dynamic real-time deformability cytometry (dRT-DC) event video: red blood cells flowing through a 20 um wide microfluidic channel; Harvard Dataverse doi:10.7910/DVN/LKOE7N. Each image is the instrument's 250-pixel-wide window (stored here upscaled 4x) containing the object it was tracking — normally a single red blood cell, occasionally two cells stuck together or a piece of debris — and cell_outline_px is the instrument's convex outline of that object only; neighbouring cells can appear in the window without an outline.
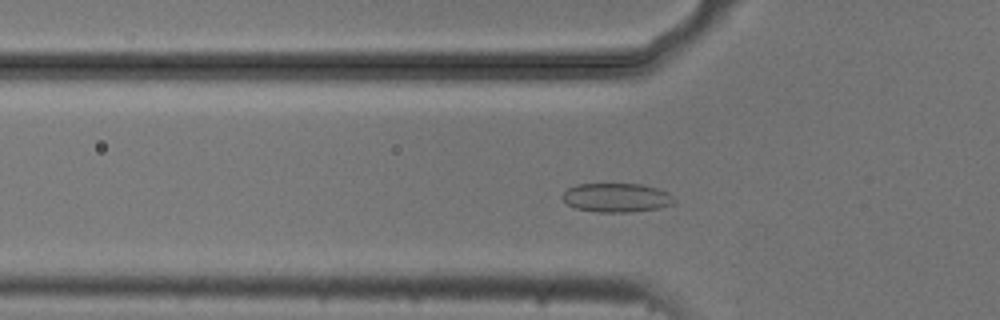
{"species": "common noctule bat (a hibernating species)", "species_latin": "Nyctalus noctula", "temperature_condition": "cold", "stored_images_in_passage": 51, "camera_frame_rate_fps": 3000, "um_per_image_px": 0.085, "animal": {"sex": "male", "body_mass_g": 20.5, "forearm_length_mm": 52.5}, "frame": {"image": 1, "passage_image": 15, "time_ms": 4.667, "image_size_px": [1000, 320], "cell_outline_px": [[676, 200], [672, 204], [660, 208], [628, 212], [596, 212], [576, 208], [568, 204], [560, 196], [568, 188], [576, 184], [640, 184], [656, 188], [668, 192]], "centroid_in_image_um": [52.4, 16.8], "position_along_channel_um": 73.4, "area_um2": 18.84}}
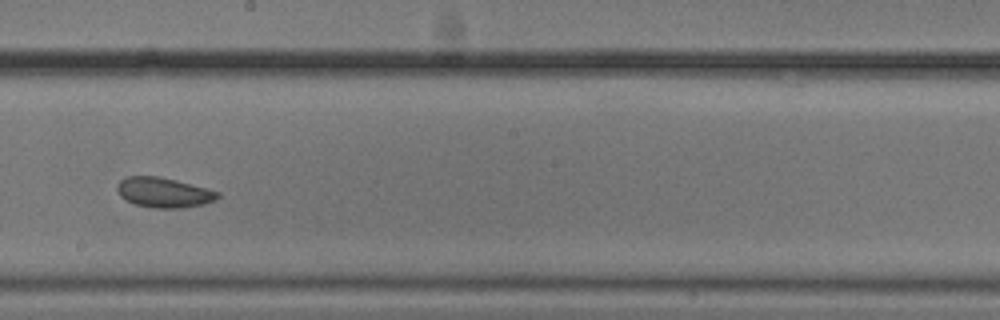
{"frame": {"image": 2, "passage_image": 28, "time_ms": 9.0, "image_size_px": [1000, 320], "cell_outline_px": [[220, 196], [216, 200], [204, 204], [180, 208], [156, 208], [136, 204], [124, 200], [120, 196], [116, 188], [120, 180], [124, 176], [156, 176], [176, 180], [220, 192]], "centroid_in_image_um": [13.9, 16.36], "position_along_channel_um": 234.3, "area_um2": 17.57}}
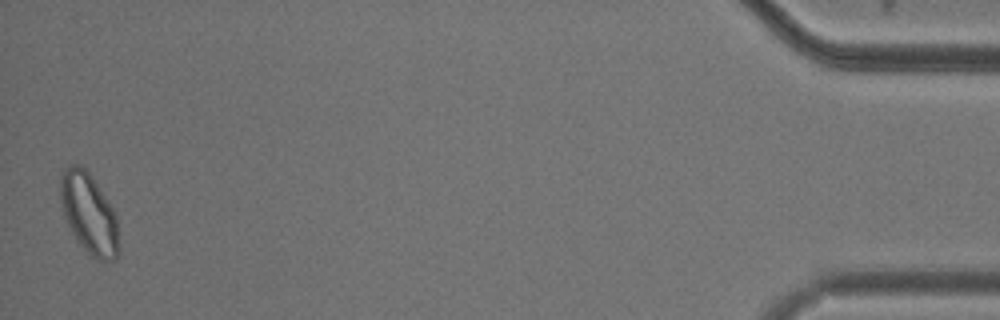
{"frame": {"image": 3, "passage_image": 51, "time_ms": 16.667, "image_size_px": [1000, 320], "cell_outline_px": [[120, 252], [116, 260], [96, 260], [76, 240], [60, 208], [60, 176], [64, 168], [68, 164], [80, 164], [88, 168], [112, 208], [116, 216], [120, 248]], "centroid_in_image_um": [7.55, 18.11], "position_along_channel_um": 427.6, "area_um2": 27.98}, "authors_computed_cell_mechanics": {"area_um2": 19.4208, "velocity_mm_per_s": 3.6968, "shape_relaxation_time_tau1_ms": 9.7978, "shape_relaxation_time_tau2_ms": 1.8192, "deformation_change_tau1": 0.0843, "deformation_change_tau2": 0.0626}}